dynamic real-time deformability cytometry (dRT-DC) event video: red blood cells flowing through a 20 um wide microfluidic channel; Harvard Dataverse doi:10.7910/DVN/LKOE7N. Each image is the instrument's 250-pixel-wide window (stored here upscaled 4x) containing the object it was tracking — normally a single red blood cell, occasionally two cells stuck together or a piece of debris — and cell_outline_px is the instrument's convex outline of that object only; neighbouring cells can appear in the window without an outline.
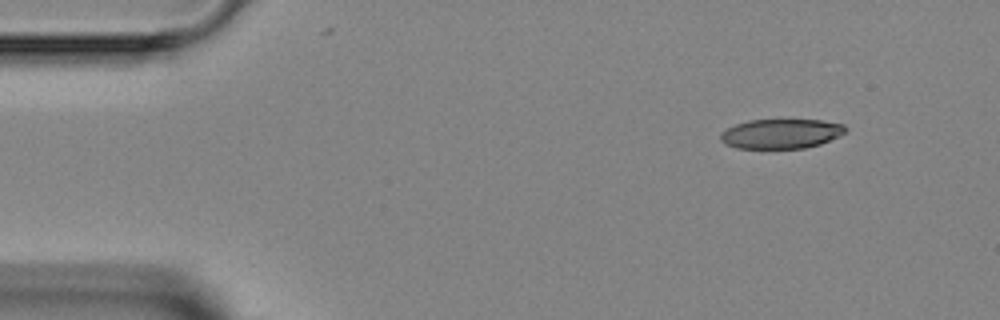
{"species": "Egyptian fruit bat (a non-hibernating species)", "species_latin": "Rousettus aegyptiacus", "temperature_condition": "room temperature", "stored_images_in_passage": 3, "camera_frame_rate_fps": 3000, "um_per_image_px": 0.085, "animal": {"sex": "female"}, "frame": {"image": 1, "passage_image": 1, "time_ms": 0.0, "image_size_px": [1000, 320], "cell_outline_px": [[848, 128], [844, 132], [820, 144], [804, 148], [736, 148], [720, 140], [720, 132], [736, 124], [748, 120], [820, 120], [844, 124]], "centroid_in_image_um": [66.37, 11.36], "position_along_channel_um": 18.6, "area_um2": 21.33}}